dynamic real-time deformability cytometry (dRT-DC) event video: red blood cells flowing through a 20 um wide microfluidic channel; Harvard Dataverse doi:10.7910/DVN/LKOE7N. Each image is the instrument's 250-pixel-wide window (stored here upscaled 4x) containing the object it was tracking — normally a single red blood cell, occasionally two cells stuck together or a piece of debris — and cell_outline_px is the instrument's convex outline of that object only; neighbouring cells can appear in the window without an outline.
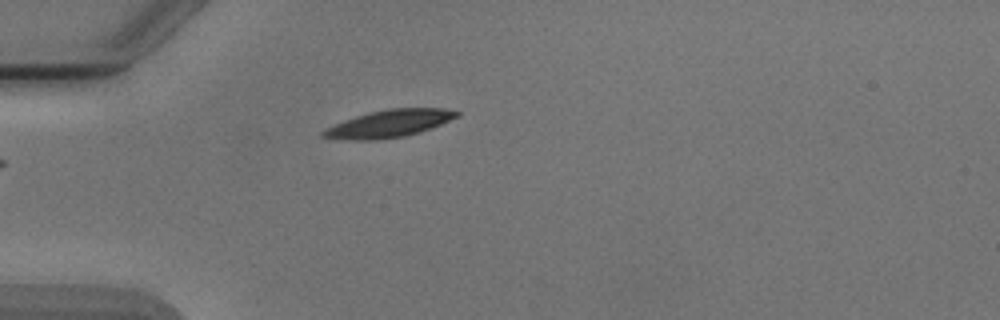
{"species": "Egyptian fruit bat (a non-hibernating species)", "species_latin": "Rousettus aegyptiacus", "temperature_condition": "cold", "stored_images_in_passage": 5, "camera_frame_rate_fps": 3000, "um_per_image_px": 0.085, "animal": {"sex": "male"}, "frame": {"image": 1, "passage_image": 5, "time_ms": 4.667, "image_size_px": [1000, 320], "cell_outline_px": [[460, 116], [420, 132], [404, 136], [372, 140], [352, 140], [320, 136], [320, 132], [336, 124], [356, 116], [368, 112], [388, 108], [444, 108], [460, 112]], "centroid_in_image_um": [33.11, 10.49], "position_along_channel_um": 51.9, "area_um2": 21.04}}